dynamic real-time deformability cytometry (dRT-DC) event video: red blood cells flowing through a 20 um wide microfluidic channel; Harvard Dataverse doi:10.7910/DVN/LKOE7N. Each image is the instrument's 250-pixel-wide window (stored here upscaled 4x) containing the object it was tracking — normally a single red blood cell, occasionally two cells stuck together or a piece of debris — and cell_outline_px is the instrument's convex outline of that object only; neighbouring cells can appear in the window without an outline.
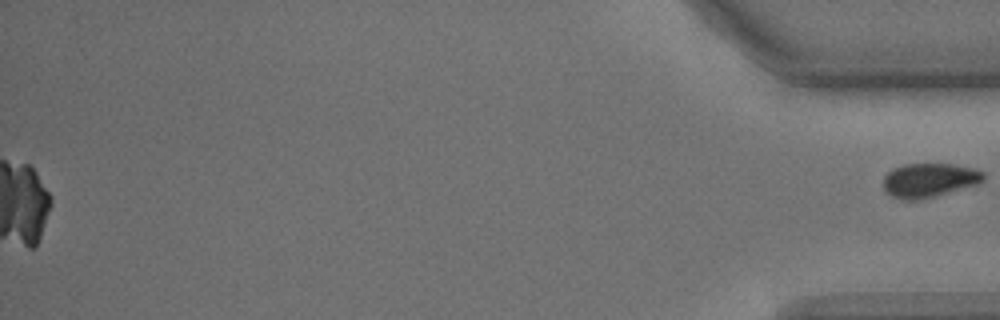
{"species": "common noctule bat (a hibernating species)", "species_latin": "Nyctalus noctula", "temperature_condition": "cold", "stored_images_in_passage": 58, "segment_of_instrument_passage": [2, 2], "camera_frame_rate_fps": 3000, "um_per_image_px": 0.085, "animal": {"sex": "male", "body_mass_g": 15.6}, "frame": {"image": 1, "passage_image": 58, "time_ms": 19.0, "image_size_px": [1000, 320], "cell_outline_px": [[984, 180], [976, 184], [936, 196], [916, 200], [904, 200], [892, 196], [884, 188], [884, 176], [892, 168], [904, 164], [952, 164], [972, 168], [984, 172]], "centroid_in_image_um": [78.97, 15.31], "position_along_channel_um": 356.2, "area_um2": 19.71}}